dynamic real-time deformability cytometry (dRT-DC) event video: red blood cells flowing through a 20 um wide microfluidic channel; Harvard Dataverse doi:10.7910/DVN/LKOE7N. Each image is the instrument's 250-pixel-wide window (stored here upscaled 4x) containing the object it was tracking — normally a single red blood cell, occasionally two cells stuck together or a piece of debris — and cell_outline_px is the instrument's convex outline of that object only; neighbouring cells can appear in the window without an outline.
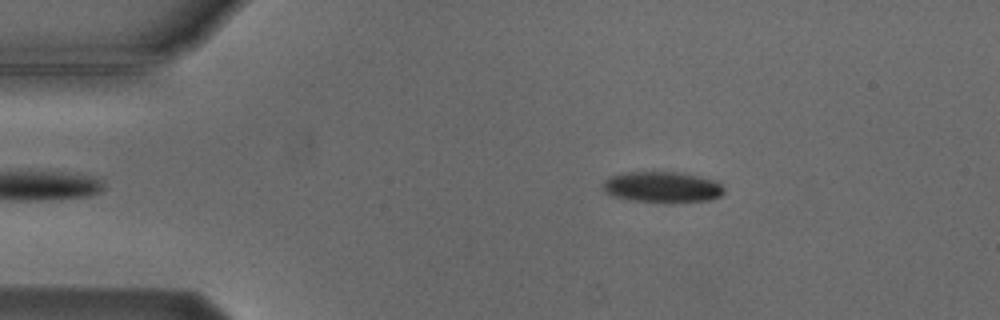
{"species": "Egyptian fruit bat (a non-hibernating species)", "species_latin": "Rousettus aegyptiacus", "temperature_condition": "cold", "stored_images_in_passage": 2, "camera_frame_rate_fps": 3000, "um_per_image_px": 0.085, "animal": {"sex": "male"}, "frame": {"image": 1, "passage_image": 1, "time_ms": 0.0, "image_size_px": [1000, 320], "cell_outline_px": [[724, 192], [720, 196], [712, 200], [664, 204], [632, 200], [612, 196], [604, 192], [600, 184], [604, 180], [612, 176], [624, 172], [680, 172], [712, 180], [720, 184], [724, 188]], "centroid_in_image_um": [56.26, 15.93], "position_along_channel_um": 28.7, "area_um2": 22.25}}